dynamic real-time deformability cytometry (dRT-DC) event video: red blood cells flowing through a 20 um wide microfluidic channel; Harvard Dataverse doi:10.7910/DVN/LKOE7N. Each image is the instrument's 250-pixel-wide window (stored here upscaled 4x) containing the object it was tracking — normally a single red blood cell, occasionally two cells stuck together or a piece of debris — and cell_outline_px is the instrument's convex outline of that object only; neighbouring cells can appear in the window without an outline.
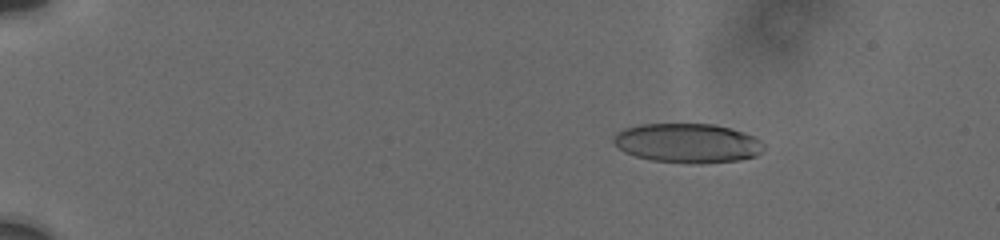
{"species": "human", "species_latin": "Homo sapiens", "temperature_condition": "cold", "stored_images_in_passage": 72, "camera_frame_rate_fps": 3000, "um_per_image_px": 0.085, "donor": {"sex": "male"}, "frame": {"image": 1, "passage_image": 16, "time_ms": 3.333, "image_size_px": [1000, 240], "cell_outline_px": [[764, 148], [756, 156], [740, 160], [700, 164], [696, 164], [652, 160], [636, 156], [624, 152], [612, 140], [612, 136], [616, 132], [624, 128], [640, 124], [712, 124], [728, 128], [752, 136], [760, 140], [764, 144]], "centroid_in_image_um": [58.41, 12.17], "position_along_channel_um": 26.6, "area_um2": 34.39}}
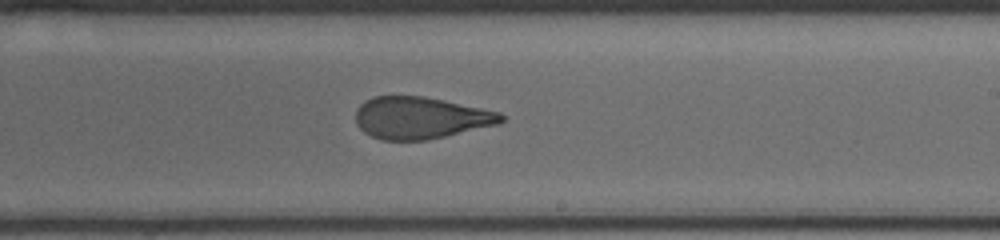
{"frame": {"image": 2, "passage_image": 54, "time_ms": 12.333, "image_size_px": [1000, 240], "cell_outline_px": [[504, 120], [500, 124], [428, 140], [380, 140], [364, 132], [356, 124], [356, 108], [364, 100], [372, 96], [424, 96], [444, 100], [500, 112], [504, 116]], "centroid_in_image_um": [35.73, 10.01], "position_along_channel_um": 253.3, "area_um2": 35.78}}
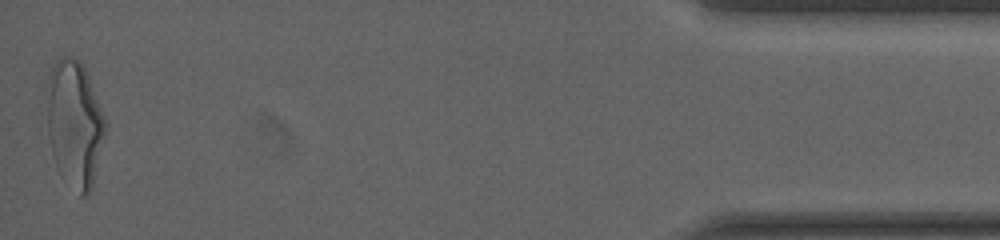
{"frame": {"image": 3, "passage_image": 72, "time_ms": 19.0, "image_size_px": [1000, 240], "cell_outline_px": [[104, 132], [92, 188], [88, 196], [80, 196], [52, 152], [48, 136], [48, 76], [56, 60], [64, 56], [68, 56], [80, 60], [88, 76], [104, 116]], "centroid_in_image_um": [6.34, 10.42], "position_along_channel_um": 428.9, "area_um2": 41.15}, "authors_computed_cell_mechanics": {"area_um2": 36.414, "velocity_mm_per_s": 3.7671, "shape_relaxation_time_tau1_ms": 7.3114, "shape_relaxation_time_tau2_ms": 1.3654, "deformation_change_tau1": 0.2126, "deformation_change_tau2": 0.0974}}